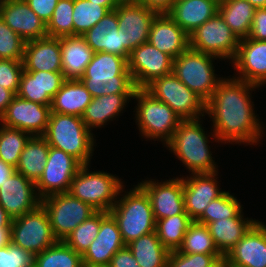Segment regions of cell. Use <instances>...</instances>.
Here are the masks:
<instances>
[{
	"instance_id": "8d00e7d4",
	"label": "cell",
	"mask_w": 266,
	"mask_h": 267,
	"mask_svg": "<svg viewBox=\"0 0 266 267\" xmlns=\"http://www.w3.org/2000/svg\"><path fill=\"white\" fill-rule=\"evenodd\" d=\"M242 211L243 207L239 200L229 191H225L221 196L209 203L196 222L207 225L225 218H244Z\"/></svg>"
},
{
	"instance_id": "603a6c76",
	"label": "cell",
	"mask_w": 266,
	"mask_h": 267,
	"mask_svg": "<svg viewBox=\"0 0 266 267\" xmlns=\"http://www.w3.org/2000/svg\"><path fill=\"white\" fill-rule=\"evenodd\" d=\"M82 37L91 49L96 52H107L124 57L127 61L130 53L127 51L125 32L118 29L117 13L114 10L107 14L89 29Z\"/></svg>"
},
{
	"instance_id": "e575fe53",
	"label": "cell",
	"mask_w": 266,
	"mask_h": 267,
	"mask_svg": "<svg viewBox=\"0 0 266 267\" xmlns=\"http://www.w3.org/2000/svg\"><path fill=\"white\" fill-rule=\"evenodd\" d=\"M192 222L188 214H178L157 220L155 231L169 252L176 251L181 247L185 232Z\"/></svg>"
},
{
	"instance_id": "7dc6e473",
	"label": "cell",
	"mask_w": 266,
	"mask_h": 267,
	"mask_svg": "<svg viewBox=\"0 0 266 267\" xmlns=\"http://www.w3.org/2000/svg\"><path fill=\"white\" fill-rule=\"evenodd\" d=\"M23 70V60L0 59V85L16 95Z\"/></svg>"
},
{
	"instance_id": "ee69618b",
	"label": "cell",
	"mask_w": 266,
	"mask_h": 267,
	"mask_svg": "<svg viewBox=\"0 0 266 267\" xmlns=\"http://www.w3.org/2000/svg\"><path fill=\"white\" fill-rule=\"evenodd\" d=\"M16 95L42 105H50L52 101L49 96H41L40 71L23 70Z\"/></svg>"
},
{
	"instance_id": "484cf974",
	"label": "cell",
	"mask_w": 266,
	"mask_h": 267,
	"mask_svg": "<svg viewBox=\"0 0 266 267\" xmlns=\"http://www.w3.org/2000/svg\"><path fill=\"white\" fill-rule=\"evenodd\" d=\"M24 70L62 72L60 37H44L25 42Z\"/></svg>"
},
{
	"instance_id": "f6af8a7d",
	"label": "cell",
	"mask_w": 266,
	"mask_h": 267,
	"mask_svg": "<svg viewBox=\"0 0 266 267\" xmlns=\"http://www.w3.org/2000/svg\"><path fill=\"white\" fill-rule=\"evenodd\" d=\"M222 254H184L176 251L169 252L167 267H211Z\"/></svg>"
},
{
	"instance_id": "d590c367",
	"label": "cell",
	"mask_w": 266,
	"mask_h": 267,
	"mask_svg": "<svg viewBox=\"0 0 266 267\" xmlns=\"http://www.w3.org/2000/svg\"><path fill=\"white\" fill-rule=\"evenodd\" d=\"M34 267H84L82 255L64 241H57L34 256Z\"/></svg>"
},
{
	"instance_id": "4dcf8cb0",
	"label": "cell",
	"mask_w": 266,
	"mask_h": 267,
	"mask_svg": "<svg viewBox=\"0 0 266 267\" xmlns=\"http://www.w3.org/2000/svg\"><path fill=\"white\" fill-rule=\"evenodd\" d=\"M258 221L252 218H225L208 223L207 227L217 249L225 257Z\"/></svg>"
},
{
	"instance_id": "f907efd6",
	"label": "cell",
	"mask_w": 266,
	"mask_h": 267,
	"mask_svg": "<svg viewBox=\"0 0 266 267\" xmlns=\"http://www.w3.org/2000/svg\"><path fill=\"white\" fill-rule=\"evenodd\" d=\"M248 38L266 40V8L255 10Z\"/></svg>"
},
{
	"instance_id": "277c9868",
	"label": "cell",
	"mask_w": 266,
	"mask_h": 267,
	"mask_svg": "<svg viewBox=\"0 0 266 267\" xmlns=\"http://www.w3.org/2000/svg\"><path fill=\"white\" fill-rule=\"evenodd\" d=\"M124 186L121 188L124 194H120L109 213L118 224L122 239L127 245L140 236L152 233L156 228L151 201L146 191L137 184L126 193Z\"/></svg>"
},
{
	"instance_id": "4316f807",
	"label": "cell",
	"mask_w": 266,
	"mask_h": 267,
	"mask_svg": "<svg viewBox=\"0 0 266 267\" xmlns=\"http://www.w3.org/2000/svg\"><path fill=\"white\" fill-rule=\"evenodd\" d=\"M220 0H175L168 15L188 35L218 13Z\"/></svg>"
},
{
	"instance_id": "52a82bcc",
	"label": "cell",
	"mask_w": 266,
	"mask_h": 267,
	"mask_svg": "<svg viewBox=\"0 0 266 267\" xmlns=\"http://www.w3.org/2000/svg\"><path fill=\"white\" fill-rule=\"evenodd\" d=\"M90 164L82 165L73 178L69 193L96 211L109 212L118 200L122 179L104 172H90Z\"/></svg>"
},
{
	"instance_id": "7bdbcfd3",
	"label": "cell",
	"mask_w": 266,
	"mask_h": 267,
	"mask_svg": "<svg viewBox=\"0 0 266 267\" xmlns=\"http://www.w3.org/2000/svg\"><path fill=\"white\" fill-rule=\"evenodd\" d=\"M25 41L0 17V59L23 60Z\"/></svg>"
},
{
	"instance_id": "9f6ffc18",
	"label": "cell",
	"mask_w": 266,
	"mask_h": 267,
	"mask_svg": "<svg viewBox=\"0 0 266 267\" xmlns=\"http://www.w3.org/2000/svg\"><path fill=\"white\" fill-rule=\"evenodd\" d=\"M15 171L16 170L14 167H12L9 164L4 163L0 159V187L1 185H3L5 180H7V178L10 177Z\"/></svg>"
},
{
	"instance_id": "83f0119b",
	"label": "cell",
	"mask_w": 266,
	"mask_h": 267,
	"mask_svg": "<svg viewBox=\"0 0 266 267\" xmlns=\"http://www.w3.org/2000/svg\"><path fill=\"white\" fill-rule=\"evenodd\" d=\"M133 95L134 93H116L94 97L81 116L84 124L90 131L103 127L123 113L127 102L133 100Z\"/></svg>"
},
{
	"instance_id": "836d02e7",
	"label": "cell",
	"mask_w": 266,
	"mask_h": 267,
	"mask_svg": "<svg viewBox=\"0 0 266 267\" xmlns=\"http://www.w3.org/2000/svg\"><path fill=\"white\" fill-rule=\"evenodd\" d=\"M255 8L247 0H220L218 12L239 39L247 38Z\"/></svg>"
},
{
	"instance_id": "816d5d0a",
	"label": "cell",
	"mask_w": 266,
	"mask_h": 267,
	"mask_svg": "<svg viewBox=\"0 0 266 267\" xmlns=\"http://www.w3.org/2000/svg\"><path fill=\"white\" fill-rule=\"evenodd\" d=\"M108 267H140L127 245L112 257Z\"/></svg>"
},
{
	"instance_id": "ba28073f",
	"label": "cell",
	"mask_w": 266,
	"mask_h": 267,
	"mask_svg": "<svg viewBox=\"0 0 266 267\" xmlns=\"http://www.w3.org/2000/svg\"><path fill=\"white\" fill-rule=\"evenodd\" d=\"M216 56L191 49L173 59V73L191 91L207 102L223 77L215 74Z\"/></svg>"
},
{
	"instance_id": "30bf717a",
	"label": "cell",
	"mask_w": 266,
	"mask_h": 267,
	"mask_svg": "<svg viewBox=\"0 0 266 267\" xmlns=\"http://www.w3.org/2000/svg\"><path fill=\"white\" fill-rule=\"evenodd\" d=\"M10 240L34 256L58 241L41 204L33 211L12 219Z\"/></svg>"
},
{
	"instance_id": "7402d4cb",
	"label": "cell",
	"mask_w": 266,
	"mask_h": 267,
	"mask_svg": "<svg viewBox=\"0 0 266 267\" xmlns=\"http://www.w3.org/2000/svg\"><path fill=\"white\" fill-rule=\"evenodd\" d=\"M0 17L25 42L47 37V25L25 0L0 3Z\"/></svg>"
},
{
	"instance_id": "680465c9",
	"label": "cell",
	"mask_w": 266,
	"mask_h": 267,
	"mask_svg": "<svg viewBox=\"0 0 266 267\" xmlns=\"http://www.w3.org/2000/svg\"><path fill=\"white\" fill-rule=\"evenodd\" d=\"M10 242V233H0V248L7 246Z\"/></svg>"
},
{
	"instance_id": "94428289",
	"label": "cell",
	"mask_w": 266,
	"mask_h": 267,
	"mask_svg": "<svg viewBox=\"0 0 266 267\" xmlns=\"http://www.w3.org/2000/svg\"><path fill=\"white\" fill-rule=\"evenodd\" d=\"M211 267H227L225 257L218 259Z\"/></svg>"
},
{
	"instance_id": "6da1fadb",
	"label": "cell",
	"mask_w": 266,
	"mask_h": 267,
	"mask_svg": "<svg viewBox=\"0 0 266 267\" xmlns=\"http://www.w3.org/2000/svg\"><path fill=\"white\" fill-rule=\"evenodd\" d=\"M259 86L244 80L225 78L206 102V114L212 118L215 142L257 145L265 129L254 111L251 93Z\"/></svg>"
},
{
	"instance_id": "e0dca14e",
	"label": "cell",
	"mask_w": 266,
	"mask_h": 267,
	"mask_svg": "<svg viewBox=\"0 0 266 267\" xmlns=\"http://www.w3.org/2000/svg\"><path fill=\"white\" fill-rule=\"evenodd\" d=\"M138 184L149 196L156 221L178 214H187L183 196V176L157 183L148 179Z\"/></svg>"
},
{
	"instance_id": "d6986e66",
	"label": "cell",
	"mask_w": 266,
	"mask_h": 267,
	"mask_svg": "<svg viewBox=\"0 0 266 267\" xmlns=\"http://www.w3.org/2000/svg\"><path fill=\"white\" fill-rule=\"evenodd\" d=\"M231 63L237 72L233 77L259 87L266 84V40L240 39Z\"/></svg>"
},
{
	"instance_id": "d4e9b609",
	"label": "cell",
	"mask_w": 266,
	"mask_h": 267,
	"mask_svg": "<svg viewBox=\"0 0 266 267\" xmlns=\"http://www.w3.org/2000/svg\"><path fill=\"white\" fill-rule=\"evenodd\" d=\"M148 42L173 59L190 47L189 35L168 15L157 14L153 19Z\"/></svg>"
},
{
	"instance_id": "bcb514c9",
	"label": "cell",
	"mask_w": 266,
	"mask_h": 267,
	"mask_svg": "<svg viewBox=\"0 0 266 267\" xmlns=\"http://www.w3.org/2000/svg\"><path fill=\"white\" fill-rule=\"evenodd\" d=\"M0 267H34V255L10 242L0 248Z\"/></svg>"
},
{
	"instance_id": "44dd1931",
	"label": "cell",
	"mask_w": 266,
	"mask_h": 267,
	"mask_svg": "<svg viewBox=\"0 0 266 267\" xmlns=\"http://www.w3.org/2000/svg\"><path fill=\"white\" fill-rule=\"evenodd\" d=\"M218 172L192 174L183 177L185 212L196 221L209 203L225 191L218 187Z\"/></svg>"
},
{
	"instance_id": "8fae6325",
	"label": "cell",
	"mask_w": 266,
	"mask_h": 267,
	"mask_svg": "<svg viewBox=\"0 0 266 267\" xmlns=\"http://www.w3.org/2000/svg\"><path fill=\"white\" fill-rule=\"evenodd\" d=\"M41 205L48 214L53 234L58 241H64L77 226L96 212L89 204L69 192L41 199Z\"/></svg>"
},
{
	"instance_id": "c3c4849f",
	"label": "cell",
	"mask_w": 266,
	"mask_h": 267,
	"mask_svg": "<svg viewBox=\"0 0 266 267\" xmlns=\"http://www.w3.org/2000/svg\"><path fill=\"white\" fill-rule=\"evenodd\" d=\"M65 81L62 72L40 71L41 96H49L52 99Z\"/></svg>"
},
{
	"instance_id": "f35d334b",
	"label": "cell",
	"mask_w": 266,
	"mask_h": 267,
	"mask_svg": "<svg viewBox=\"0 0 266 267\" xmlns=\"http://www.w3.org/2000/svg\"><path fill=\"white\" fill-rule=\"evenodd\" d=\"M31 135L0 124V159L16 168L20 154Z\"/></svg>"
},
{
	"instance_id": "f5cc1de1",
	"label": "cell",
	"mask_w": 266,
	"mask_h": 267,
	"mask_svg": "<svg viewBox=\"0 0 266 267\" xmlns=\"http://www.w3.org/2000/svg\"><path fill=\"white\" fill-rule=\"evenodd\" d=\"M174 1L175 0H138L139 3L156 11L158 14L168 13L171 10Z\"/></svg>"
},
{
	"instance_id": "681fc988",
	"label": "cell",
	"mask_w": 266,
	"mask_h": 267,
	"mask_svg": "<svg viewBox=\"0 0 266 267\" xmlns=\"http://www.w3.org/2000/svg\"><path fill=\"white\" fill-rule=\"evenodd\" d=\"M46 25L51 20L58 0H25Z\"/></svg>"
},
{
	"instance_id": "74e56055",
	"label": "cell",
	"mask_w": 266,
	"mask_h": 267,
	"mask_svg": "<svg viewBox=\"0 0 266 267\" xmlns=\"http://www.w3.org/2000/svg\"><path fill=\"white\" fill-rule=\"evenodd\" d=\"M178 251L184 254H221L210 235L207 225L196 221H193L188 227Z\"/></svg>"
},
{
	"instance_id": "11a10c76",
	"label": "cell",
	"mask_w": 266,
	"mask_h": 267,
	"mask_svg": "<svg viewBox=\"0 0 266 267\" xmlns=\"http://www.w3.org/2000/svg\"><path fill=\"white\" fill-rule=\"evenodd\" d=\"M12 218L0 205V233H10Z\"/></svg>"
},
{
	"instance_id": "f546056e",
	"label": "cell",
	"mask_w": 266,
	"mask_h": 267,
	"mask_svg": "<svg viewBox=\"0 0 266 267\" xmlns=\"http://www.w3.org/2000/svg\"><path fill=\"white\" fill-rule=\"evenodd\" d=\"M92 99L80 79L66 80L52 98L50 112L81 117Z\"/></svg>"
},
{
	"instance_id": "db71d44e",
	"label": "cell",
	"mask_w": 266,
	"mask_h": 267,
	"mask_svg": "<svg viewBox=\"0 0 266 267\" xmlns=\"http://www.w3.org/2000/svg\"><path fill=\"white\" fill-rule=\"evenodd\" d=\"M15 94L0 85V117L5 113Z\"/></svg>"
},
{
	"instance_id": "9c48e42d",
	"label": "cell",
	"mask_w": 266,
	"mask_h": 267,
	"mask_svg": "<svg viewBox=\"0 0 266 267\" xmlns=\"http://www.w3.org/2000/svg\"><path fill=\"white\" fill-rule=\"evenodd\" d=\"M144 89L155 99L167 104L182 120L198 119L206 115V102L174 73L154 79Z\"/></svg>"
},
{
	"instance_id": "ab89813d",
	"label": "cell",
	"mask_w": 266,
	"mask_h": 267,
	"mask_svg": "<svg viewBox=\"0 0 266 267\" xmlns=\"http://www.w3.org/2000/svg\"><path fill=\"white\" fill-rule=\"evenodd\" d=\"M109 12L102 5L89 0H74L73 27L74 36H82Z\"/></svg>"
},
{
	"instance_id": "6125c7cd",
	"label": "cell",
	"mask_w": 266,
	"mask_h": 267,
	"mask_svg": "<svg viewBox=\"0 0 266 267\" xmlns=\"http://www.w3.org/2000/svg\"><path fill=\"white\" fill-rule=\"evenodd\" d=\"M8 1H16V0H0V3L8 2Z\"/></svg>"
},
{
	"instance_id": "f1b7e54d",
	"label": "cell",
	"mask_w": 266,
	"mask_h": 267,
	"mask_svg": "<svg viewBox=\"0 0 266 267\" xmlns=\"http://www.w3.org/2000/svg\"><path fill=\"white\" fill-rule=\"evenodd\" d=\"M62 73L66 80L80 79L91 62L94 51L82 36L60 37Z\"/></svg>"
},
{
	"instance_id": "b9f144b4",
	"label": "cell",
	"mask_w": 266,
	"mask_h": 267,
	"mask_svg": "<svg viewBox=\"0 0 266 267\" xmlns=\"http://www.w3.org/2000/svg\"><path fill=\"white\" fill-rule=\"evenodd\" d=\"M73 9L74 0H58L53 16L47 24V36H74Z\"/></svg>"
},
{
	"instance_id": "d6a6232c",
	"label": "cell",
	"mask_w": 266,
	"mask_h": 267,
	"mask_svg": "<svg viewBox=\"0 0 266 267\" xmlns=\"http://www.w3.org/2000/svg\"><path fill=\"white\" fill-rule=\"evenodd\" d=\"M140 267H167L169 251L156 231L140 236L127 244Z\"/></svg>"
},
{
	"instance_id": "4fadbf2b",
	"label": "cell",
	"mask_w": 266,
	"mask_h": 267,
	"mask_svg": "<svg viewBox=\"0 0 266 267\" xmlns=\"http://www.w3.org/2000/svg\"><path fill=\"white\" fill-rule=\"evenodd\" d=\"M81 166L73 156L50 146L43 174L35 184L39 198L68 192Z\"/></svg>"
},
{
	"instance_id": "7a4b0ae2",
	"label": "cell",
	"mask_w": 266,
	"mask_h": 267,
	"mask_svg": "<svg viewBox=\"0 0 266 267\" xmlns=\"http://www.w3.org/2000/svg\"><path fill=\"white\" fill-rule=\"evenodd\" d=\"M201 121V118L182 120L166 144L192 174L218 172L208 145L209 135L205 133Z\"/></svg>"
},
{
	"instance_id": "8992f818",
	"label": "cell",
	"mask_w": 266,
	"mask_h": 267,
	"mask_svg": "<svg viewBox=\"0 0 266 267\" xmlns=\"http://www.w3.org/2000/svg\"><path fill=\"white\" fill-rule=\"evenodd\" d=\"M133 99L138 102L135 107V118L141 136L162 141L165 146L181 123V117L144 88H137Z\"/></svg>"
},
{
	"instance_id": "ac0fdd59",
	"label": "cell",
	"mask_w": 266,
	"mask_h": 267,
	"mask_svg": "<svg viewBox=\"0 0 266 267\" xmlns=\"http://www.w3.org/2000/svg\"><path fill=\"white\" fill-rule=\"evenodd\" d=\"M40 204L35 183L16 171L0 187V205L12 219L33 211Z\"/></svg>"
},
{
	"instance_id": "7c38bea8",
	"label": "cell",
	"mask_w": 266,
	"mask_h": 267,
	"mask_svg": "<svg viewBox=\"0 0 266 267\" xmlns=\"http://www.w3.org/2000/svg\"><path fill=\"white\" fill-rule=\"evenodd\" d=\"M189 38L191 49L216 56L219 60L229 59L230 63L240 42L219 12L193 31Z\"/></svg>"
},
{
	"instance_id": "cb8c5ba5",
	"label": "cell",
	"mask_w": 266,
	"mask_h": 267,
	"mask_svg": "<svg viewBox=\"0 0 266 267\" xmlns=\"http://www.w3.org/2000/svg\"><path fill=\"white\" fill-rule=\"evenodd\" d=\"M227 267H266V224L258 221L225 256Z\"/></svg>"
},
{
	"instance_id": "3957f363",
	"label": "cell",
	"mask_w": 266,
	"mask_h": 267,
	"mask_svg": "<svg viewBox=\"0 0 266 267\" xmlns=\"http://www.w3.org/2000/svg\"><path fill=\"white\" fill-rule=\"evenodd\" d=\"M80 81L93 98L116 93H134L137 89L128 70V61L107 52L94 53Z\"/></svg>"
},
{
	"instance_id": "91938a15",
	"label": "cell",
	"mask_w": 266,
	"mask_h": 267,
	"mask_svg": "<svg viewBox=\"0 0 266 267\" xmlns=\"http://www.w3.org/2000/svg\"><path fill=\"white\" fill-rule=\"evenodd\" d=\"M255 9L266 8V0H247Z\"/></svg>"
},
{
	"instance_id": "6f0895ef",
	"label": "cell",
	"mask_w": 266,
	"mask_h": 267,
	"mask_svg": "<svg viewBox=\"0 0 266 267\" xmlns=\"http://www.w3.org/2000/svg\"><path fill=\"white\" fill-rule=\"evenodd\" d=\"M98 5L105 6L109 11L114 10L123 0H89Z\"/></svg>"
},
{
	"instance_id": "5b68a950",
	"label": "cell",
	"mask_w": 266,
	"mask_h": 267,
	"mask_svg": "<svg viewBox=\"0 0 266 267\" xmlns=\"http://www.w3.org/2000/svg\"><path fill=\"white\" fill-rule=\"evenodd\" d=\"M92 131L81 117L50 112L43 137L49 146L76 158L82 165L90 164L95 141Z\"/></svg>"
},
{
	"instance_id": "1f68e13d",
	"label": "cell",
	"mask_w": 266,
	"mask_h": 267,
	"mask_svg": "<svg viewBox=\"0 0 266 267\" xmlns=\"http://www.w3.org/2000/svg\"><path fill=\"white\" fill-rule=\"evenodd\" d=\"M49 147L43 136H31L20 154L16 172L36 184L43 174Z\"/></svg>"
},
{
	"instance_id": "60d3db41",
	"label": "cell",
	"mask_w": 266,
	"mask_h": 267,
	"mask_svg": "<svg viewBox=\"0 0 266 267\" xmlns=\"http://www.w3.org/2000/svg\"><path fill=\"white\" fill-rule=\"evenodd\" d=\"M101 211H96L92 216L77 226L64 240L78 254L83 255L90 244L95 240L100 230Z\"/></svg>"
},
{
	"instance_id": "2e32d148",
	"label": "cell",
	"mask_w": 266,
	"mask_h": 267,
	"mask_svg": "<svg viewBox=\"0 0 266 267\" xmlns=\"http://www.w3.org/2000/svg\"><path fill=\"white\" fill-rule=\"evenodd\" d=\"M118 29L125 32L127 51L148 42L150 26L158 14L138 1H122L116 8Z\"/></svg>"
},
{
	"instance_id": "5bb4252c",
	"label": "cell",
	"mask_w": 266,
	"mask_h": 267,
	"mask_svg": "<svg viewBox=\"0 0 266 267\" xmlns=\"http://www.w3.org/2000/svg\"><path fill=\"white\" fill-rule=\"evenodd\" d=\"M128 70L136 88H145L154 79L173 73V58L145 42L130 53Z\"/></svg>"
},
{
	"instance_id": "ffe728a7",
	"label": "cell",
	"mask_w": 266,
	"mask_h": 267,
	"mask_svg": "<svg viewBox=\"0 0 266 267\" xmlns=\"http://www.w3.org/2000/svg\"><path fill=\"white\" fill-rule=\"evenodd\" d=\"M118 224L109 212L101 211L100 230L95 240L82 255L83 265L109 266L112 257L125 247Z\"/></svg>"
},
{
	"instance_id": "9a60e30c",
	"label": "cell",
	"mask_w": 266,
	"mask_h": 267,
	"mask_svg": "<svg viewBox=\"0 0 266 267\" xmlns=\"http://www.w3.org/2000/svg\"><path fill=\"white\" fill-rule=\"evenodd\" d=\"M50 105L28 101L15 95L0 117L3 126L19 129L31 136H43L47 130Z\"/></svg>"
}]
</instances>
